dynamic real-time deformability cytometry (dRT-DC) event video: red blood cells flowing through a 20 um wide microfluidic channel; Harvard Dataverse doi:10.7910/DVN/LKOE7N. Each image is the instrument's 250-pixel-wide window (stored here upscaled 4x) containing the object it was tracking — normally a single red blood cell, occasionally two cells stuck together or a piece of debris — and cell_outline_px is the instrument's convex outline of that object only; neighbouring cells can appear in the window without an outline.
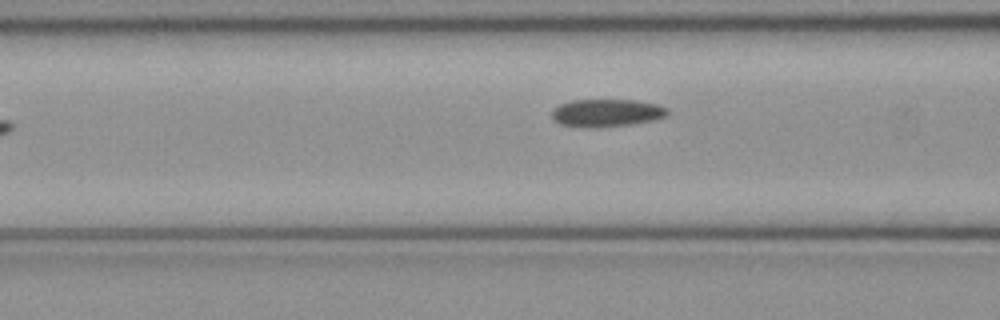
{"species": "common noctule bat (a hibernating species)", "species_latin": "Nyctalus noctula", "temperature_condition": "cold", "stored_images_in_passage": 23, "segment_of_instrument_passage": [1, 2], "camera_frame_rate_fps": 3000, "um_per_image_px": 0.085, "animal": {"sex": "female", "body_mass_g": 21.9}, "frame": {"image": 1, "passage_image": 6, "time_ms": 1.667, "image_size_px": [1000, 320], "cell_outline_px": [[668, 116], [652, 120], [632, 124], [600, 128], [584, 128], [560, 124], [552, 116], [552, 108], [560, 104], [572, 100], [636, 100], [656, 104], [668, 108]], "centroid_in_image_um": [51.56, 9.6], "position_along_channel_um": 115.0, "area_um2": 18.84}}
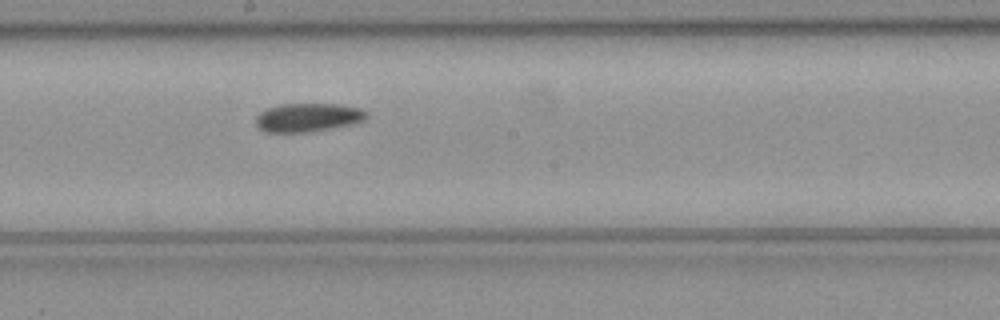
{"frame": {"image": 2, "passage_image": 14, "time_ms": 4.333, "image_size_px": [1000, 320], "cell_outline_px": [[368, 116], [364, 120], [352, 124], [308, 132], [268, 132], [260, 128], [256, 124], [256, 116], [260, 112], [268, 108], [280, 104], [340, 104], [360, 108], [368, 112]], "centroid_in_image_um": [26.2, 9.97], "position_along_channel_um": 222.0, "area_um2": 18.38}}
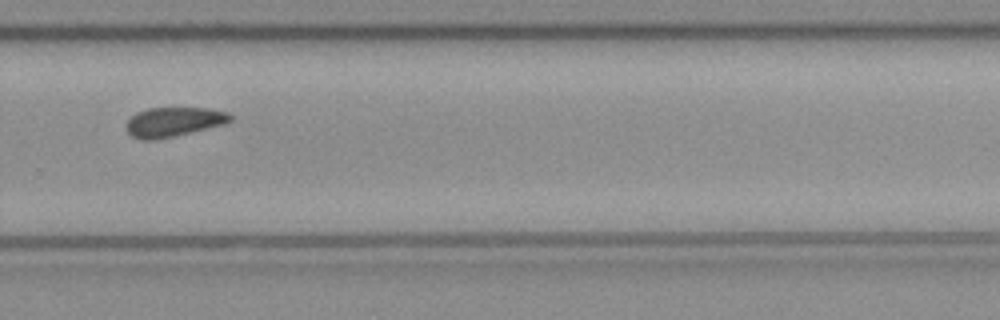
{"frame": {"image": 3, "passage_image": 21, "time_ms": 6.667, "image_size_px": [1000, 320], "cell_outline_px": [[232, 120], [224, 124], [156, 140], [140, 140], [132, 136], [124, 128], [124, 124], [136, 112], [148, 108], [208, 108], [228, 112], [232, 116]], "centroid_in_image_um": [14.71, 10.36], "position_along_channel_um": 315.1, "area_um2": 17.92}}